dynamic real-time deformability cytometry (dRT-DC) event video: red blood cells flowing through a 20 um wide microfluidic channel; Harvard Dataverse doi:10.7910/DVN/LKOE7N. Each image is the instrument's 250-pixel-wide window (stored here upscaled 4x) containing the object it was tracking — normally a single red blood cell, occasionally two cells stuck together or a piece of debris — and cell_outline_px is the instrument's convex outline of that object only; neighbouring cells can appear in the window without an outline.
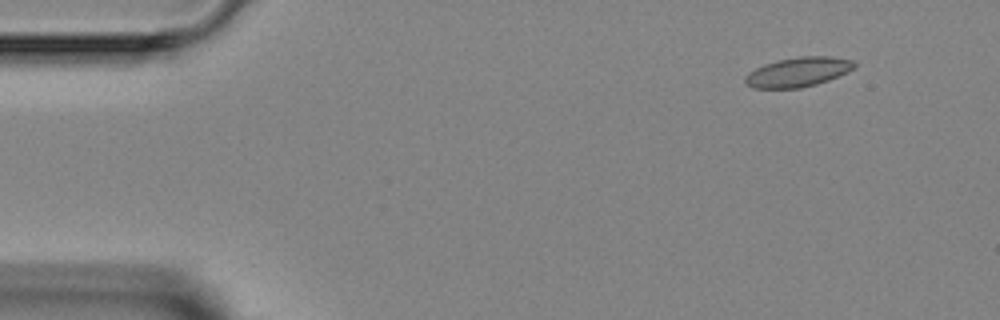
{"species": "Egyptian fruit bat (a non-hibernating species)", "species_latin": "Rousettus aegyptiacus", "temperature_condition": "room temperature", "stored_images_in_passage": 6, "camera_frame_rate_fps": 3000, "um_per_image_px": 0.085, "animal": {"sex": "female"}, "frame": {"image": 1, "passage_image": 1, "time_ms": 0.0, "image_size_px": [1000, 320], "cell_outline_px": [[856, 68], [848, 72], [828, 80], [816, 84], [800, 88], [752, 88], [744, 84], [744, 76], [748, 72], [764, 64], [776, 60], [800, 56], [832, 56], [852, 60], [856, 64]], "centroid_in_image_um": [67.82, 6.12], "position_along_channel_um": 17.2, "area_um2": 19.02}}
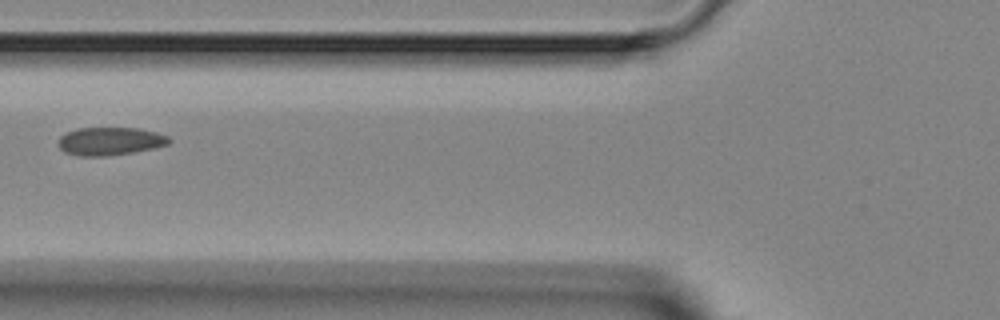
{"frame": {"image": 2, "passage_image": 5, "time_ms": 4.667, "image_size_px": [1000, 320], "cell_outline_px": [[172, 140], [168, 144], [152, 148], [132, 152], [108, 156], [80, 156], [64, 152], [56, 144], [56, 140], [64, 132], [76, 128], [140, 128], [156, 132], [168, 136]], "centroid_in_image_um": [9.29, 11.99], "position_along_channel_um": 116.5, "area_um2": 18.32}}
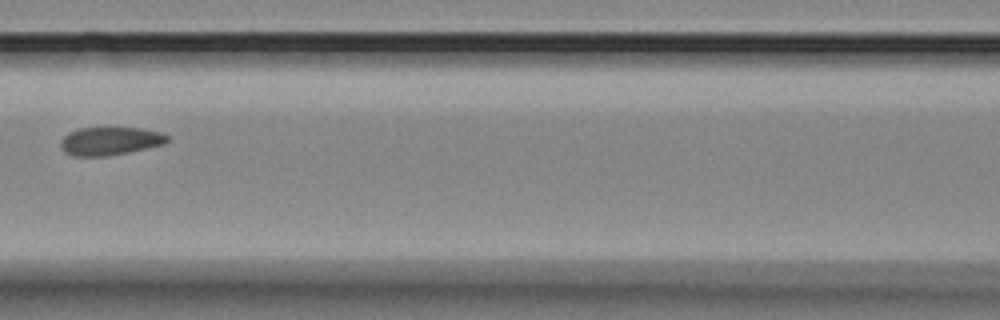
{"frame": {"image": 3, "passage_image": 6, "time_ms": 5.667, "image_size_px": [1000, 320], "cell_outline_px": [[172, 140], [164, 144], [128, 152], [108, 156], [72, 156], [64, 152], [60, 148], [60, 140], [64, 136], [80, 128], [140, 128], [160, 132], [168, 136]], "centroid_in_image_um": [9.36, 12.0], "position_along_channel_um": 157.2, "area_um2": 17.51}}